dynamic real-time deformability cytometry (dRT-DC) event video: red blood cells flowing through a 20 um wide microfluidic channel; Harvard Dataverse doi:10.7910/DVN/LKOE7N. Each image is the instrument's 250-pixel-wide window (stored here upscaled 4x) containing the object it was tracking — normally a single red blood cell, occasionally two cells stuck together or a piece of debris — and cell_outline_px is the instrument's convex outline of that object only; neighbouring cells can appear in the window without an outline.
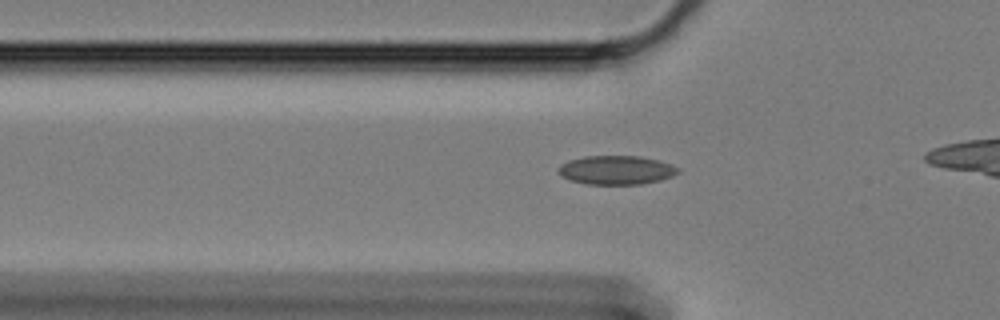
{"species": "Egyptian fruit bat (a non-hibernating species)", "species_latin": "Rousettus aegyptiacus", "temperature_condition": "cold", "stored_images_in_passage": 36, "camera_frame_rate_fps": 3000, "um_per_image_px": 0.085, "animal": {"sex": "female"}, "frame": {"image": 1, "passage_image": 4, "time_ms": 1.0, "image_size_px": [1000, 320], "cell_outline_px": [[680, 172], [672, 176], [660, 180], [640, 184], [588, 184], [572, 180], [564, 176], [560, 172], [560, 164], [568, 160], [584, 156], [640, 156], [660, 160], [672, 164], [680, 168]], "centroid_in_image_um": [52.46, 14.44], "position_along_channel_um": 73.3, "area_um2": 20.06}}
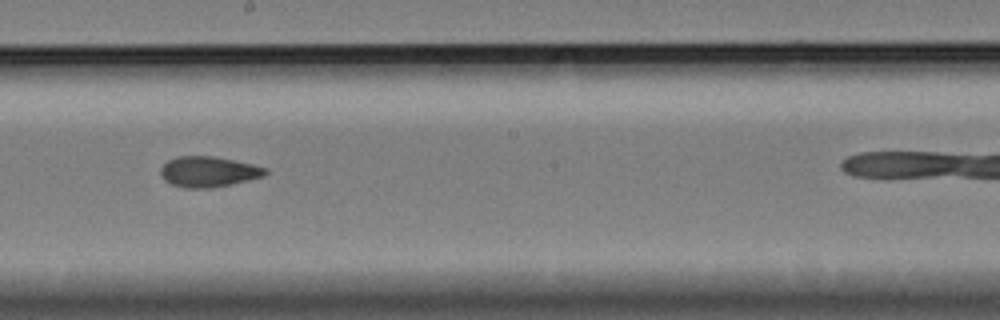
{"frame": {"image": 2, "passage_image": 18, "time_ms": 5.667, "image_size_px": [1000, 320], "cell_outline_px": [[268, 172], [264, 176], [232, 184], [212, 188], [184, 188], [172, 184], [164, 180], [160, 172], [160, 168], [168, 160], [176, 156], [212, 156], [252, 164], [268, 168]], "centroid_in_image_um": [17.71, 14.6], "position_along_channel_um": 230.5, "area_um2": 18.67}}
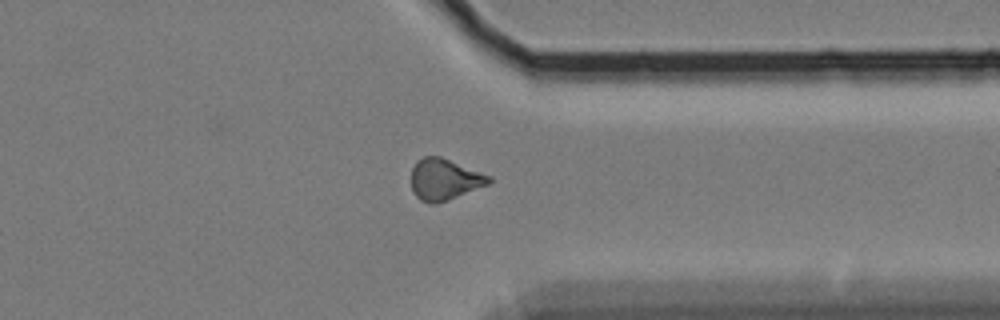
{"frame": {"image": 3, "passage_image": 31, "time_ms": 10.0, "image_size_px": [1000, 320], "cell_outline_px": [[492, 180], [488, 184], [448, 200], [436, 204], [432, 204], [420, 200], [412, 192], [412, 168], [416, 160], [424, 156], [440, 156], [492, 176]], "centroid_in_image_um": [37.76, 15.24], "position_along_channel_um": 373.6, "area_um2": 18.73}, "authors_computed_cell_mechanics": {"area_um2": 18.6983, "velocity_mm_per_s": 3.3444, "shape_relaxation_time_tau1_ms": null, "shape_relaxation_time_tau2_ms": 3.347, "deformation_change_tau1": null, "deformation_change_tau2": 0.0851}}